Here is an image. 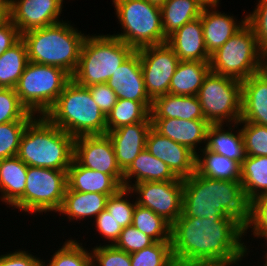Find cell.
<instances>
[{"label": "cell", "instance_id": "cell-17", "mask_svg": "<svg viewBox=\"0 0 267 266\" xmlns=\"http://www.w3.org/2000/svg\"><path fill=\"white\" fill-rule=\"evenodd\" d=\"M151 127L152 122L149 116L143 122L124 125L107 132L114 146L116 162L122 172L146 148V139Z\"/></svg>", "mask_w": 267, "mask_h": 266}, {"label": "cell", "instance_id": "cell-3", "mask_svg": "<svg viewBox=\"0 0 267 266\" xmlns=\"http://www.w3.org/2000/svg\"><path fill=\"white\" fill-rule=\"evenodd\" d=\"M17 156L27 166L67 171L74 156V137L45 115H37L22 134Z\"/></svg>", "mask_w": 267, "mask_h": 266}, {"label": "cell", "instance_id": "cell-12", "mask_svg": "<svg viewBox=\"0 0 267 266\" xmlns=\"http://www.w3.org/2000/svg\"><path fill=\"white\" fill-rule=\"evenodd\" d=\"M140 55L141 68L145 89L149 98H155L169 93V87L179 57L167 44L147 46L136 50Z\"/></svg>", "mask_w": 267, "mask_h": 266}, {"label": "cell", "instance_id": "cell-18", "mask_svg": "<svg viewBox=\"0 0 267 266\" xmlns=\"http://www.w3.org/2000/svg\"><path fill=\"white\" fill-rule=\"evenodd\" d=\"M118 99L152 102L145 89L140 55L134 51L107 81Z\"/></svg>", "mask_w": 267, "mask_h": 266}, {"label": "cell", "instance_id": "cell-11", "mask_svg": "<svg viewBox=\"0 0 267 266\" xmlns=\"http://www.w3.org/2000/svg\"><path fill=\"white\" fill-rule=\"evenodd\" d=\"M67 187V171L28 166L24 194L13 206L28 213H56Z\"/></svg>", "mask_w": 267, "mask_h": 266}, {"label": "cell", "instance_id": "cell-41", "mask_svg": "<svg viewBox=\"0 0 267 266\" xmlns=\"http://www.w3.org/2000/svg\"><path fill=\"white\" fill-rule=\"evenodd\" d=\"M30 121H12L0 124V160L17 156L20 140Z\"/></svg>", "mask_w": 267, "mask_h": 266}, {"label": "cell", "instance_id": "cell-30", "mask_svg": "<svg viewBox=\"0 0 267 266\" xmlns=\"http://www.w3.org/2000/svg\"><path fill=\"white\" fill-rule=\"evenodd\" d=\"M223 125L210 124L207 129L205 147L242 164L246 157L242 132L240 129L236 133L232 132L231 125L229 131H225Z\"/></svg>", "mask_w": 267, "mask_h": 266}, {"label": "cell", "instance_id": "cell-10", "mask_svg": "<svg viewBox=\"0 0 267 266\" xmlns=\"http://www.w3.org/2000/svg\"><path fill=\"white\" fill-rule=\"evenodd\" d=\"M197 97L209 124L230 125L241 119L242 81L210 71Z\"/></svg>", "mask_w": 267, "mask_h": 266}, {"label": "cell", "instance_id": "cell-53", "mask_svg": "<svg viewBox=\"0 0 267 266\" xmlns=\"http://www.w3.org/2000/svg\"><path fill=\"white\" fill-rule=\"evenodd\" d=\"M151 4L162 7L167 0H148Z\"/></svg>", "mask_w": 267, "mask_h": 266}, {"label": "cell", "instance_id": "cell-20", "mask_svg": "<svg viewBox=\"0 0 267 266\" xmlns=\"http://www.w3.org/2000/svg\"><path fill=\"white\" fill-rule=\"evenodd\" d=\"M152 127L162 136L187 146L197 154L198 143L206 145L207 129L210 124L206 120H183L178 118L151 119Z\"/></svg>", "mask_w": 267, "mask_h": 266}, {"label": "cell", "instance_id": "cell-23", "mask_svg": "<svg viewBox=\"0 0 267 266\" xmlns=\"http://www.w3.org/2000/svg\"><path fill=\"white\" fill-rule=\"evenodd\" d=\"M68 189L83 193H100L108 197L122 186L111 176L81 166L74 158L67 170Z\"/></svg>", "mask_w": 267, "mask_h": 266}, {"label": "cell", "instance_id": "cell-44", "mask_svg": "<svg viewBox=\"0 0 267 266\" xmlns=\"http://www.w3.org/2000/svg\"><path fill=\"white\" fill-rule=\"evenodd\" d=\"M246 23L255 34L258 46L267 55V0H258L254 11L246 15Z\"/></svg>", "mask_w": 267, "mask_h": 266}, {"label": "cell", "instance_id": "cell-38", "mask_svg": "<svg viewBox=\"0 0 267 266\" xmlns=\"http://www.w3.org/2000/svg\"><path fill=\"white\" fill-rule=\"evenodd\" d=\"M35 114L30 113L21 103L15 88L0 90V124L12 121H31Z\"/></svg>", "mask_w": 267, "mask_h": 266}, {"label": "cell", "instance_id": "cell-6", "mask_svg": "<svg viewBox=\"0 0 267 266\" xmlns=\"http://www.w3.org/2000/svg\"><path fill=\"white\" fill-rule=\"evenodd\" d=\"M135 50L113 35H86L72 79L81 86L107 83Z\"/></svg>", "mask_w": 267, "mask_h": 266}, {"label": "cell", "instance_id": "cell-22", "mask_svg": "<svg viewBox=\"0 0 267 266\" xmlns=\"http://www.w3.org/2000/svg\"><path fill=\"white\" fill-rule=\"evenodd\" d=\"M216 9V6L204 7L200 16L206 50L209 55L219 49L246 24V16L237 23L234 16L221 13Z\"/></svg>", "mask_w": 267, "mask_h": 266}, {"label": "cell", "instance_id": "cell-25", "mask_svg": "<svg viewBox=\"0 0 267 266\" xmlns=\"http://www.w3.org/2000/svg\"><path fill=\"white\" fill-rule=\"evenodd\" d=\"M133 177L136 179L135 184L144 181L160 182L179 179L167 164L154 157L146 148L123 172V187L131 188L132 182L129 179L132 180Z\"/></svg>", "mask_w": 267, "mask_h": 266}, {"label": "cell", "instance_id": "cell-37", "mask_svg": "<svg viewBox=\"0 0 267 266\" xmlns=\"http://www.w3.org/2000/svg\"><path fill=\"white\" fill-rule=\"evenodd\" d=\"M92 255L81 243L67 240L52 256L48 264L43 266H92Z\"/></svg>", "mask_w": 267, "mask_h": 266}, {"label": "cell", "instance_id": "cell-13", "mask_svg": "<svg viewBox=\"0 0 267 266\" xmlns=\"http://www.w3.org/2000/svg\"><path fill=\"white\" fill-rule=\"evenodd\" d=\"M137 204L149 208L170 225L182 214L183 179L176 181H144L132 183L131 188Z\"/></svg>", "mask_w": 267, "mask_h": 266}, {"label": "cell", "instance_id": "cell-9", "mask_svg": "<svg viewBox=\"0 0 267 266\" xmlns=\"http://www.w3.org/2000/svg\"><path fill=\"white\" fill-rule=\"evenodd\" d=\"M71 79L72 76L60 67L29 61L15 91L30 113L45 115Z\"/></svg>", "mask_w": 267, "mask_h": 266}, {"label": "cell", "instance_id": "cell-36", "mask_svg": "<svg viewBox=\"0 0 267 266\" xmlns=\"http://www.w3.org/2000/svg\"><path fill=\"white\" fill-rule=\"evenodd\" d=\"M131 266H173L171 242H154L130 254Z\"/></svg>", "mask_w": 267, "mask_h": 266}, {"label": "cell", "instance_id": "cell-49", "mask_svg": "<svg viewBox=\"0 0 267 266\" xmlns=\"http://www.w3.org/2000/svg\"><path fill=\"white\" fill-rule=\"evenodd\" d=\"M21 38L16 26L8 18L0 25V56Z\"/></svg>", "mask_w": 267, "mask_h": 266}, {"label": "cell", "instance_id": "cell-5", "mask_svg": "<svg viewBox=\"0 0 267 266\" xmlns=\"http://www.w3.org/2000/svg\"><path fill=\"white\" fill-rule=\"evenodd\" d=\"M45 116L74 138L107 134L106 116L92 98L90 90L73 79Z\"/></svg>", "mask_w": 267, "mask_h": 266}, {"label": "cell", "instance_id": "cell-19", "mask_svg": "<svg viewBox=\"0 0 267 266\" xmlns=\"http://www.w3.org/2000/svg\"><path fill=\"white\" fill-rule=\"evenodd\" d=\"M239 121L267 126V67L242 81Z\"/></svg>", "mask_w": 267, "mask_h": 266}, {"label": "cell", "instance_id": "cell-42", "mask_svg": "<svg viewBox=\"0 0 267 266\" xmlns=\"http://www.w3.org/2000/svg\"><path fill=\"white\" fill-rule=\"evenodd\" d=\"M95 247L91 252L92 266H131L130 254L126 251L109 243Z\"/></svg>", "mask_w": 267, "mask_h": 266}, {"label": "cell", "instance_id": "cell-28", "mask_svg": "<svg viewBox=\"0 0 267 266\" xmlns=\"http://www.w3.org/2000/svg\"><path fill=\"white\" fill-rule=\"evenodd\" d=\"M108 196L100 193H83L66 189L63 203L58 212L69 220L97 217L105 208Z\"/></svg>", "mask_w": 267, "mask_h": 266}, {"label": "cell", "instance_id": "cell-27", "mask_svg": "<svg viewBox=\"0 0 267 266\" xmlns=\"http://www.w3.org/2000/svg\"><path fill=\"white\" fill-rule=\"evenodd\" d=\"M209 72V62L180 61L171 79L169 94L197 96Z\"/></svg>", "mask_w": 267, "mask_h": 266}, {"label": "cell", "instance_id": "cell-4", "mask_svg": "<svg viewBox=\"0 0 267 266\" xmlns=\"http://www.w3.org/2000/svg\"><path fill=\"white\" fill-rule=\"evenodd\" d=\"M68 23L62 20L21 34L29 61L60 67L72 76L77 69L86 35Z\"/></svg>", "mask_w": 267, "mask_h": 266}, {"label": "cell", "instance_id": "cell-31", "mask_svg": "<svg viewBox=\"0 0 267 266\" xmlns=\"http://www.w3.org/2000/svg\"><path fill=\"white\" fill-rule=\"evenodd\" d=\"M204 7L198 0H167L160 7L164 36L168 38L184 24L199 18Z\"/></svg>", "mask_w": 267, "mask_h": 266}, {"label": "cell", "instance_id": "cell-48", "mask_svg": "<svg viewBox=\"0 0 267 266\" xmlns=\"http://www.w3.org/2000/svg\"><path fill=\"white\" fill-rule=\"evenodd\" d=\"M42 264L41 259L24 250L0 256V266H43Z\"/></svg>", "mask_w": 267, "mask_h": 266}, {"label": "cell", "instance_id": "cell-40", "mask_svg": "<svg viewBox=\"0 0 267 266\" xmlns=\"http://www.w3.org/2000/svg\"><path fill=\"white\" fill-rule=\"evenodd\" d=\"M244 124L240 127L246 156H267V126H261L246 121H238L232 125L237 128V125Z\"/></svg>", "mask_w": 267, "mask_h": 266}, {"label": "cell", "instance_id": "cell-35", "mask_svg": "<svg viewBox=\"0 0 267 266\" xmlns=\"http://www.w3.org/2000/svg\"><path fill=\"white\" fill-rule=\"evenodd\" d=\"M132 225L155 242H171V225L149 208L137 204Z\"/></svg>", "mask_w": 267, "mask_h": 266}, {"label": "cell", "instance_id": "cell-32", "mask_svg": "<svg viewBox=\"0 0 267 266\" xmlns=\"http://www.w3.org/2000/svg\"><path fill=\"white\" fill-rule=\"evenodd\" d=\"M240 182L250 202L267 193V156H246L241 164Z\"/></svg>", "mask_w": 267, "mask_h": 266}, {"label": "cell", "instance_id": "cell-39", "mask_svg": "<svg viewBox=\"0 0 267 266\" xmlns=\"http://www.w3.org/2000/svg\"><path fill=\"white\" fill-rule=\"evenodd\" d=\"M131 193L130 188L121 187L115 194L109 196L106 202L107 211L116 219L121 228L132 225L137 201L133 204L130 203V199L127 200V196Z\"/></svg>", "mask_w": 267, "mask_h": 266}, {"label": "cell", "instance_id": "cell-21", "mask_svg": "<svg viewBox=\"0 0 267 266\" xmlns=\"http://www.w3.org/2000/svg\"><path fill=\"white\" fill-rule=\"evenodd\" d=\"M166 43L173 49L180 61H210L200 17L176 30L167 38Z\"/></svg>", "mask_w": 267, "mask_h": 266}, {"label": "cell", "instance_id": "cell-26", "mask_svg": "<svg viewBox=\"0 0 267 266\" xmlns=\"http://www.w3.org/2000/svg\"><path fill=\"white\" fill-rule=\"evenodd\" d=\"M27 171L28 166L18 156L0 160V199L9 207L23 196Z\"/></svg>", "mask_w": 267, "mask_h": 266}, {"label": "cell", "instance_id": "cell-24", "mask_svg": "<svg viewBox=\"0 0 267 266\" xmlns=\"http://www.w3.org/2000/svg\"><path fill=\"white\" fill-rule=\"evenodd\" d=\"M150 117L151 119L205 120L197 96H181L169 93L152 101Z\"/></svg>", "mask_w": 267, "mask_h": 266}, {"label": "cell", "instance_id": "cell-43", "mask_svg": "<svg viewBox=\"0 0 267 266\" xmlns=\"http://www.w3.org/2000/svg\"><path fill=\"white\" fill-rule=\"evenodd\" d=\"M252 228L254 237L259 238L267 231V193L257 196L249 204V218L244 226V234Z\"/></svg>", "mask_w": 267, "mask_h": 266}, {"label": "cell", "instance_id": "cell-1", "mask_svg": "<svg viewBox=\"0 0 267 266\" xmlns=\"http://www.w3.org/2000/svg\"><path fill=\"white\" fill-rule=\"evenodd\" d=\"M244 236V226L233 217L201 219L182 213L171 225L172 257L238 265L248 255Z\"/></svg>", "mask_w": 267, "mask_h": 266}, {"label": "cell", "instance_id": "cell-15", "mask_svg": "<svg viewBox=\"0 0 267 266\" xmlns=\"http://www.w3.org/2000/svg\"><path fill=\"white\" fill-rule=\"evenodd\" d=\"M64 0H9V18L20 34L58 22Z\"/></svg>", "mask_w": 267, "mask_h": 266}, {"label": "cell", "instance_id": "cell-7", "mask_svg": "<svg viewBox=\"0 0 267 266\" xmlns=\"http://www.w3.org/2000/svg\"><path fill=\"white\" fill-rule=\"evenodd\" d=\"M209 64L211 72L243 81L266 67V54L246 23L210 55Z\"/></svg>", "mask_w": 267, "mask_h": 266}, {"label": "cell", "instance_id": "cell-54", "mask_svg": "<svg viewBox=\"0 0 267 266\" xmlns=\"http://www.w3.org/2000/svg\"><path fill=\"white\" fill-rule=\"evenodd\" d=\"M259 238H264L267 242V231H265ZM265 254H267V252Z\"/></svg>", "mask_w": 267, "mask_h": 266}, {"label": "cell", "instance_id": "cell-50", "mask_svg": "<svg viewBox=\"0 0 267 266\" xmlns=\"http://www.w3.org/2000/svg\"><path fill=\"white\" fill-rule=\"evenodd\" d=\"M232 266L233 264L222 261L206 260H174L173 266Z\"/></svg>", "mask_w": 267, "mask_h": 266}, {"label": "cell", "instance_id": "cell-14", "mask_svg": "<svg viewBox=\"0 0 267 266\" xmlns=\"http://www.w3.org/2000/svg\"><path fill=\"white\" fill-rule=\"evenodd\" d=\"M73 158L81 166L111 175L123 187V172L116 162L114 146L107 134L75 137Z\"/></svg>", "mask_w": 267, "mask_h": 266}, {"label": "cell", "instance_id": "cell-33", "mask_svg": "<svg viewBox=\"0 0 267 266\" xmlns=\"http://www.w3.org/2000/svg\"><path fill=\"white\" fill-rule=\"evenodd\" d=\"M28 63L27 46L20 38L0 56V86L15 88Z\"/></svg>", "mask_w": 267, "mask_h": 266}, {"label": "cell", "instance_id": "cell-34", "mask_svg": "<svg viewBox=\"0 0 267 266\" xmlns=\"http://www.w3.org/2000/svg\"><path fill=\"white\" fill-rule=\"evenodd\" d=\"M152 102L118 99L106 116L107 132L124 125L145 121L150 116Z\"/></svg>", "mask_w": 267, "mask_h": 266}, {"label": "cell", "instance_id": "cell-52", "mask_svg": "<svg viewBox=\"0 0 267 266\" xmlns=\"http://www.w3.org/2000/svg\"><path fill=\"white\" fill-rule=\"evenodd\" d=\"M201 4H203L205 7H210V6H216L219 4V0H198Z\"/></svg>", "mask_w": 267, "mask_h": 266}, {"label": "cell", "instance_id": "cell-2", "mask_svg": "<svg viewBox=\"0 0 267 266\" xmlns=\"http://www.w3.org/2000/svg\"><path fill=\"white\" fill-rule=\"evenodd\" d=\"M249 204L240 181L206 178L196 172L183 179L182 213L186 217H233L245 226Z\"/></svg>", "mask_w": 267, "mask_h": 266}, {"label": "cell", "instance_id": "cell-29", "mask_svg": "<svg viewBox=\"0 0 267 266\" xmlns=\"http://www.w3.org/2000/svg\"><path fill=\"white\" fill-rule=\"evenodd\" d=\"M196 154L195 172L206 178L240 181L241 164L223 155L217 154L206 147Z\"/></svg>", "mask_w": 267, "mask_h": 266}, {"label": "cell", "instance_id": "cell-51", "mask_svg": "<svg viewBox=\"0 0 267 266\" xmlns=\"http://www.w3.org/2000/svg\"><path fill=\"white\" fill-rule=\"evenodd\" d=\"M9 18V1L0 0V25Z\"/></svg>", "mask_w": 267, "mask_h": 266}, {"label": "cell", "instance_id": "cell-47", "mask_svg": "<svg viewBox=\"0 0 267 266\" xmlns=\"http://www.w3.org/2000/svg\"><path fill=\"white\" fill-rule=\"evenodd\" d=\"M94 220L99 234L103 235L109 243L111 241L110 245H114L122 231L116 219L105 208Z\"/></svg>", "mask_w": 267, "mask_h": 266}, {"label": "cell", "instance_id": "cell-16", "mask_svg": "<svg viewBox=\"0 0 267 266\" xmlns=\"http://www.w3.org/2000/svg\"><path fill=\"white\" fill-rule=\"evenodd\" d=\"M146 149L167 164L178 178L184 179L195 173L196 154L187 146L162 136L153 127L147 135Z\"/></svg>", "mask_w": 267, "mask_h": 266}, {"label": "cell", "instance_id": "cell-55", "mask_svg": "<svg viewBox=\"0 0 267 266\" xmlns=\"http://www.w3.org/2000/svg\"><path fill=\"white\" fill-rule=\"evenodd\" d=\"M266 255V257L264 256V258H266L265 260V264H263L264 266H267V254H265Z\"/></svg>", "mask_w": 267, "mask_h": 266}, {"label": "cell", "instance_id": "cell-45", "mask_svg": "<svg viewBox=\"0 0 267 266\" xmlns=\"http://www.w3.org/2000/svg\"><path fill=\"white\" fill-rule=\"evenodd\" d=\"M155 241L133 225L122 228L114 246L131 254L152 245Z\"/></svg>", "mask_w": 267, "mask_h": 266}, {"label": "cell", "instance_id": "cell-8", "mask_svg": "<svg viewBox=\"0 0 267 266\" xmlns=\"http://www.w3.org/2000/svg\"><path fill=\"white\" fill-rule=\"evenodd\" d=\"M123 33L113 34L135 51L167 42L161 10L148 0H112Z\"/></svg>", "mask_w": 267, "mask_h": 266}, {"label": "cell", "instance_id": "cell-46", "mask_svg": "<svg viewBox=\"0 0 267 266\" xmlns=\"http://www.w3.org/2000/svg\"><path fill=\"white\" fill-rule=\"evenodd\" d=\"M88 89L102 113L107 116L118 100L117 94L107 83L94 84L88 86Z\"/></svg>", "mask_w": 267, "mask_h": 266}]
</instances>
